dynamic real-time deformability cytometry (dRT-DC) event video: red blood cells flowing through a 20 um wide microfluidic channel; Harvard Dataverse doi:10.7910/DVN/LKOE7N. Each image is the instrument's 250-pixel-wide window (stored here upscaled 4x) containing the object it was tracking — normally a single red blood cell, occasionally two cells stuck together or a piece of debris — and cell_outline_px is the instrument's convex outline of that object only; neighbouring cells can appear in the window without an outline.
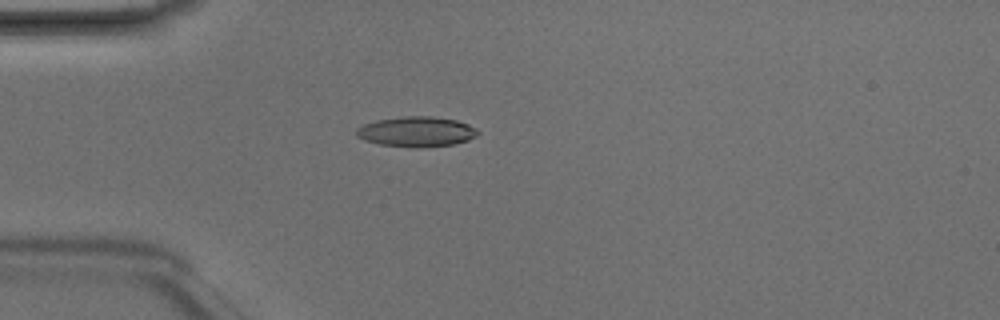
{"species": "Egyptian fruit bat (a non-hibernating species)", "species_latin": "Rousettus aegyptiacus", "temperature_condition": "room temperature", "stored_images_in_passage": 1, "camera_frame_rate_fps": 3000, "um_per_image_px": 0.085, "animal": {"sex": "male"}, "frame": {"image": 1, "passage_image": 1, "time_ms": 0.0, "image_size_px": [1000, 320], "cell_outline_px": [[480, 132], [476, 136], [468, 140], [452, 144], [420, 148], [416, 148], [380, 144], [364, 140], [356, 136], [356, 128], [364, 124], [376, 120], [404, 116], [432, 116], [456, 120], [468, 124], [476, 128]], "centroid_in_image_um": [35.4, 11.19], "position_along_channel_um": 49.6, "area_um2": 21.39}}